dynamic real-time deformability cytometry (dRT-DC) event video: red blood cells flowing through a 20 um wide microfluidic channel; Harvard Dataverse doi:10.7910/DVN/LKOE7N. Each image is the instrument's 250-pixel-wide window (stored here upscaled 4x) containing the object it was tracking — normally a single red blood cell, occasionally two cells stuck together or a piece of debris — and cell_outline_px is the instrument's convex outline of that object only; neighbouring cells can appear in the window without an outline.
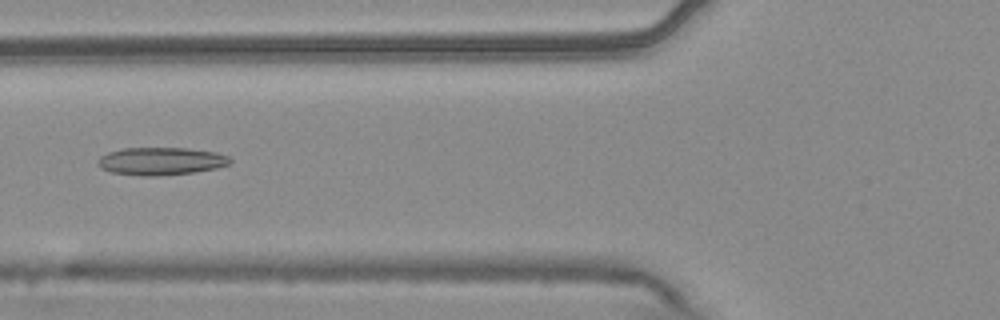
{"species": "common noctule bat (a hibernating species)", "species_latin": "Nyctalus noctula", "temperature_condition": "warm", "stored_images_in_passage": 52, "camera_frame_rate_fps": 3000, "um_per_image_px": 0.085, "animal": {"sex": "male", "body_mass_g": 20.4}, "frame": {"image": 1, "passage_image": 21, "time_ms": 6.667, "image_size_px": [1000, 320], "cell_outline_px": [[232, 160], [228, 164], [216, 168], [196, 172], [160, 176], [144, 176], [112, 172], [100, 168], [96, 164], [96, 160], [100, 156], [108, 152], [124, 148], [188, 148], [216, 152], [228, 156]], "centroid_in_image_um": [13.66, 13.7], "position_along_channel_um": 112.1, "area_um2": 21.5}}
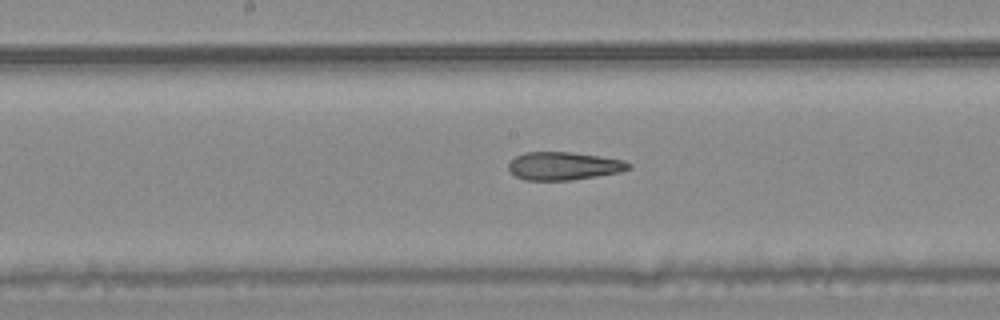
{"frame": {"image": 2, "passage_image": 28, "time_ms": 9.0, "image_size_px": [1000, 320], "cell_outline_px": [[632, 164], [628, 168], [620, 172], [572, 180], [524, 180], [516, 176], [508, 168], [508, 164], [516, 156], [524, 152], [572, 152], [624, 160]], "centroid_in_image_um": [47.9, 14.1], "position_along_channel_um": 200.3, "area_um2": 19.48}}
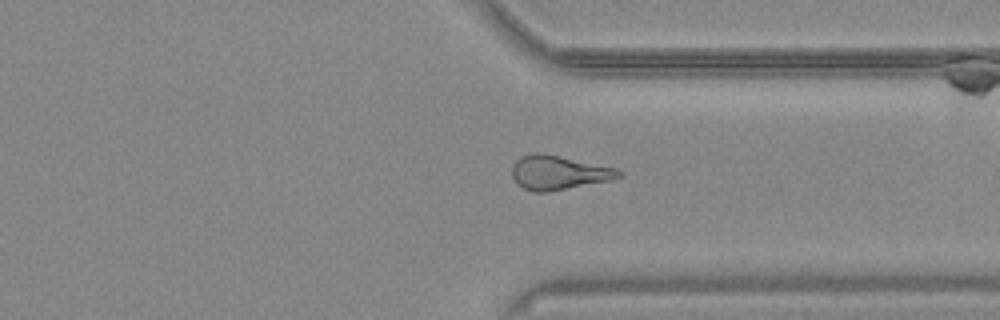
{"frame": {"image": 3, "passage_image": 41, "time_ms": 13.333, "image_size_px": [1000, 320], "cell_outline_px": [[624, 176], [612, 180], [548, 192], [532, 192], [524, 188], [512, 176], [512, 168], [516, 160], [520, 156], [532, 152], [544, 152], [616, 168], [624, 172]], "centroid_in_image_um": [47.51, 14.65], "position_along_channel_um": 363.9, "area_um2": 21.5}, "authors_computed_cell_mechanics": {"area_um2": 21.4149, "velocity_mm_per_s": 3.7658, "shape_relaxation_time_tau1_ms": null, "shape_relaxation_time_tau2_ms": 2.3873, "deformation_change_tau1": null, "deformation_change_tau2": 0.1254}}